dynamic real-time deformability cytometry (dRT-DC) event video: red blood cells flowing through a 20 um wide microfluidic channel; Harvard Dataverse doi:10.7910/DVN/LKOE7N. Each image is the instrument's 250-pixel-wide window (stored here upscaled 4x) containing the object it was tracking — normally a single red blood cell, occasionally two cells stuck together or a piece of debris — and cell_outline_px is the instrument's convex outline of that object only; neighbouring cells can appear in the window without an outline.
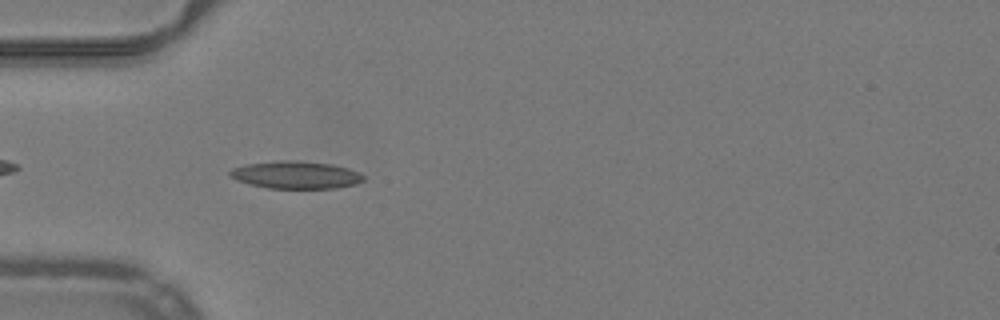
{"species": "common noctule bat (a hibernating species)", "species_latin": "Nyctalus noctula", "temperature_condition": "warm", "stored_images_in_passage": 34, "camera_frame_rate_fps": 3000, "um_per_image_px": 0.085, "animal": {"sex": "male", "body_mass_g": 19.2, "forearm_length_mm": 51.8}, "frame": {"image": 1, "passage_image": 3, "time_ms": 0.667, "image_size_px": [1000, 320], "cell_outline_px": [[364, 180], [356, 184], [336, 188], [268, 188], [236, 180], [228, 176], [228, 172], [232, 168], [244, 164], [276, 160], [296, 160], [332, 164], [348, 168], [360, 172], [364, 176]], "centroid_in_image_um": [25.13, 14.85], "position_along_channel_um": 59.9, "area_um2": 21.62}}
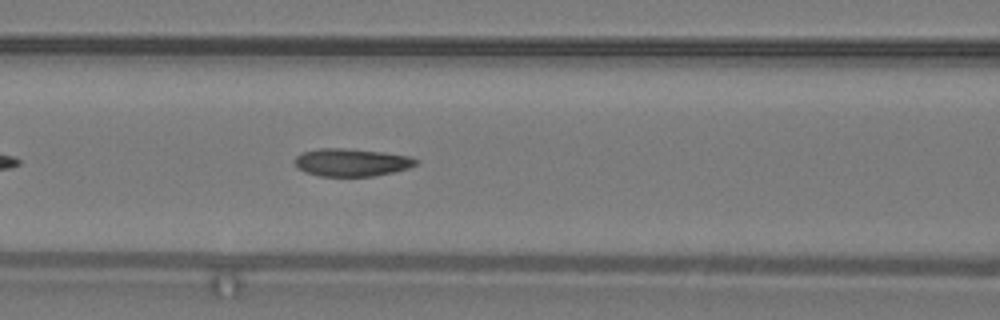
{"frame": {"image": 2, "passage_image": 9, "time_ms": 2.667, "image_size_px": [1000, 320], "cell_outline_px": [[420, 160], [416, 164], [408, 168], [392, 172], [372, 176], [320, 176], [304, 172], [296, 164], [296, 156], [300, 152], [316, 148], [344, 148], [384, 152], [408, 156]], "centroid_in_image_um": [29.87, 13.79], "position_along_channel_um": 136.7, "area_um2": 19.54}}
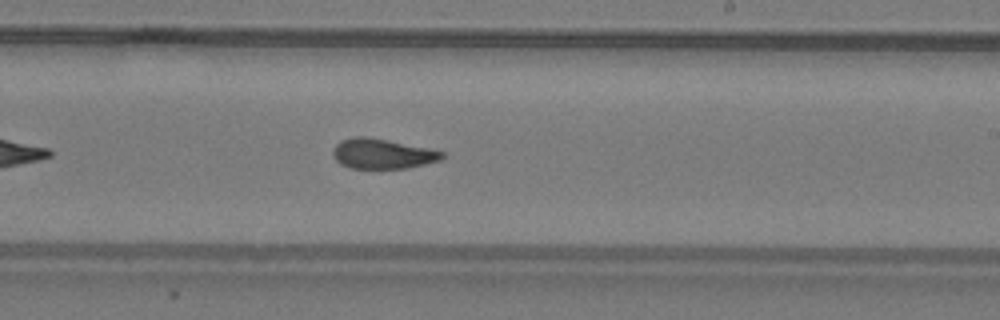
{"frame": {"image": 3, "passage_image": 18, "time_ms": 5.667, "image_size_px": [1000, 320], "cell_outline_px": [[448, 156], [440, 160], [408, 168], [348, 168], [340, 164], [336, 160], [332, 152], [336, 144], [340, 140], [352, 136], [364, 136], [388, 140], [428, 148], [444, 152]], "centroid_in_image_um": [32.5, 13.06], "position_along_channel_um": 256.5, "area_um2": 19.19}, "authors_computed_cell_mechanics": {"area_um2": 19.4786, "velocity_mm_per_s": 3.992, "shape_relaxation_time_tau1_ms": null, "shape_relaxation_time_tau2_ms": 1.7604, "deformation_change_tau1": null, "deformation_change_tau2": 0.0817}}